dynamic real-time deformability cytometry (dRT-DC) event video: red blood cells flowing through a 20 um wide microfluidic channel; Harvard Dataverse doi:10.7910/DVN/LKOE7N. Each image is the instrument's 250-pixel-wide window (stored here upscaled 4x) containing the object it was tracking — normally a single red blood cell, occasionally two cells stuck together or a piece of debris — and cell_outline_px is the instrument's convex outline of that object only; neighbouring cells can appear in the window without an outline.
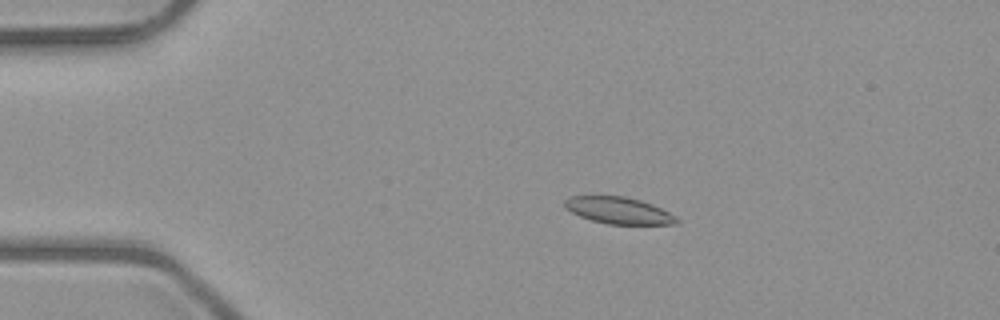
{"species": "common noctule bat (a hibernating species)", "species_latin": "Nyctalus noctula", "temperature_condition": "room temperature", "stored_images_in_passage": 52, "camera_frame_rate_fps": 3000, "um_per_image_px": 0.085, "animal": {"sex": "male", "body_mass_g": 23.1, "forearm_length_mm": 52.7}, "frame": {"image": 1, "passage_image": 11, "time_ms": 3.333, "image_size_px": [1000, 320], "cell_outline_px": [[680, 224], [608, 224], [592, 220], [580, 216], [564, 208], [564, 200], [568, 196], [624, 196], [640, 200], [652, 204], [676, 216], [680, 220]], "centroid_in_image_um": [52.58, 17.89], "position_along_channel_um": 32.4, "area_um2": 17.46}}
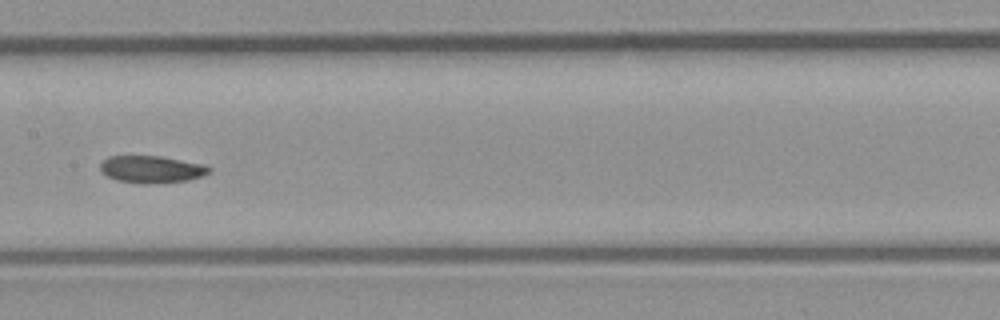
{"frame": {"image": 2, "passage_image": 27, "time_ms": 8.667, "image_size_px": [1000, 320], "cell_outline_px": [[212, 172], [188, 180], [148, 184], [144, 184], [116, 180], [108, 176], [100, 168], [100, 164], [108, 156], [160, 156], [204, 164], [212, 168]], "centroid_in_image_um": [12.91, 14.39], "position_along_channel_um": 194.5, "area_um2": 17.17}}
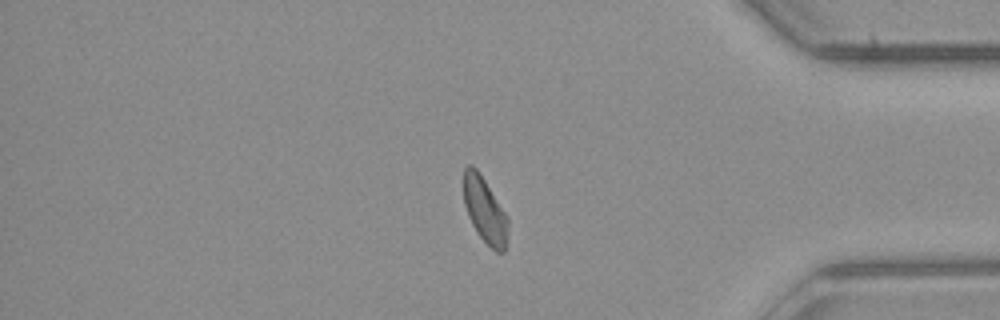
{"frame": {"image": 3, "passage_image": 44, "time_ms": 14.333, "image_size_px": [1000, 320], "cell_outline_px": [[508, 228], [504, 252], [496, 252], [476, 232], [468, 216], [464, 204], [464, 168], [468, 164], [472, 164], [476, 168], [508, 216]], "centroid_in_image_um": [41.2, 17.86], "position_along_channel_um": 394.0, "area_um2": 16.76}, "authors_computed_cell_mechanics": {"area_um2": 17.7446, "velocity_mm_per_s": 4.0004, "shape_relaxation_time_tau1_ms": null, "shape_relaxation_time_tau2_ms": 6.0596, "deformation_change_tau1": null, "deformation_change_tau2": 0.1293}}